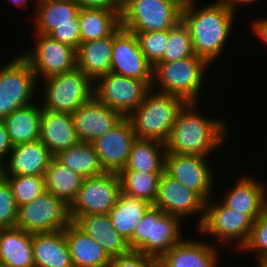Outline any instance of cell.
Segmentation results:
<instances>
[{"label":"cell","instance_id":"cell-1","mask_svg":"<svg viewBox=\"0 0 267 267\" xmlns=\"http://www.w3.org/2000/svg\"><path fill=\"white\" fill-rule=\"evenodd\" d=\"M210 2L199 8L192 0L182 9V22L189 29L195 55L213 64L229 39L235 13L221 0Z\"/></svg>","mask_w":267,"mask_h":267},{"label":"cell","instance_id":"cell-2","mask_svg":"<svg viewBox=\"0 0 267 267\" xmlns=\"http://www.w3.org/2000/svg\"><path fill=\"white\" fill-rule=\"evenodd\" d=\"M197 102H187L179 111L169 138L165 143L166 152L180 155L209 157L227 141V122L213 120L197 111Z\"/></svg>","mask_w":267,"mask_h":267},{"label":"cell","instance_id":"cell-3","mask_svg":"<svg viewBox=\"0 0 267 267\" xmlns=\"http://www.w3.org/2000/svg\"><path fill=\"white\" fill-rule=\"evenodd\" d=\"M186 103L180 96L150 89L139 106L128 116L136 138L165 144L179 111Z\"/></svg>","mask_w":267,"mask_h":267},{"label":"cell","instance_id":"cell-4","mask_svg":"<svg viewBox=\"0 0 267 267\" xmlns=\"http://www.w3.org/2000/svg\"><path fill=\"white\" fill-rule=\"evenodd\" d=\"M209 65L197 55L178 61L159 62L153 67L151 89L180 96L186 102H198L204 85V73Z\"/></svg>","mask_w":267,"mask_h":267},{"label":"cell","instance_id":"cell-5","mask_svg":"<svg viewBox=\"0 0 267 267\" xmlns=\"http://www.w3.org/2000/svg\"><path fill=\"white\" fill-rule=\"evenodd\" d=\"M181 222L184 221L152 206L136 226L128 246L157 261L183 239Z\"/></svg>","mask_w":267,"mask_h":267},{"label":"cell","instance_id":"cell-6","mask_svg":"<svg viewBox=\"0 0 267 267\" xmlns=\"http://www.w3.org/2000/svg\"><path fill=\"white\" fill-rule=\"evenodd\" d=\"M120 18L121 27L132 33L169 30L182 21V8L170 0H127Z\"/></svg>","mask_w":267,"mask_h":267},{"label":"cell","instance_id":"cell-7","mask_svg":"<svg viewBox=\"0 0 267 267\" xmlns=\"http://www.w3.org/2000/svg\"><path fill=\"white\" fill-rule=\"evenodd\" d=\"M42 109L73 113L94 96V81L79 68L43 79Z\"/></svg>","mask_w":267,"mask_h":267},{"label":"cell","instance_id":"cell-8","mask_svg":"<svg viewBox=\"0 0 267 267\" xmlns=\"http://www.w3.org/2000/svg\"><path fill=\"white\" fill-rule=\"evenodd\" d=\"M38 79L29 62L19 53L0 67V120L14 110L33 104Z\"/></svg>","mask_w":267,"mask_h":267},{"label":"cell","instance_id":"cell-9","mask_svg":"<svg viewBox=\"0 0 267 267\" xmlns=\"http://www.w3.org/2000/svg\"><path fill=\"white\" fill-rule=\"evenodd\" d=\"M71 222L70 207L45 191L18 207L16 227L29 233L55 232L64 230Z\"/></svg>","mask_w":267,"mask_h":267},{"label":"cell","instance_id":"cell-10","mask_svg":"<svg viewBox=\"0 0 267 267\" xmlns=\"http://www.w3.org/2000/svg\"><path fill=\"white\" fill-rule=\"evenodd\" d=\"M253 222L242 212L233 211L210 198L205 202L204 218L197 230L206 236H215L219 242L227 246L228 243L234 245L235 242L236 248L240 251L249 239Z\"/></svg>","mask_w":267,"mask_h":267},{"label":"cell","instance_id":"cell-11","mask_svg":"<svg viewBox=\"0 0 267 267\" xmlns=\"http://www.w3.org/2000/svg\"><path fill=\"white\" fill-rule=\"evenodd\" d=\"M152 80H137L109 72L94 81V96L104 105L128 117L151 89Z\"/></svg>","mask_w":267,"mask_h":267},{"label":"cell","instance_id":"cell-12","mask_svg":"<svg viewBox=\"0 0 267 267\" xmlns=\"http://www.w3.org/2000/svg\"><path fill=\"white\" fill-rule=\"evenodd\" d=\"M120 192V180L115 172L84 178L79 193L70 206L71 220L74 222L81 215L109 214Z\"/></svg>","mask_w":267,"mask_h":267},{"label":"cell","instance_id":"cell-13","mask_svg":"<svg viewBox=\"0 0 267 267\" xmlns=\"http://www.w3.org/2000/svg\"><path fill=\"white\" fill-rule=\"evenodd\" d=\"M35 35V46L21 55L29 62L38 81L76 67V49L52 39L49 35Z\"/></svg>","mask_w":267,"mask_h":267},{"label":"cell","instance_id":"cell-14","mask_svg":"<svg viewBox=\"0 0 267 267\" xmlns=\"http://www.w3.org/2000/svg\"><path fill=\"white\" fill-rule=\"evenodd\" d=\"M200 155L166 152L164 172L195 191L205 202L212 197L214 178L209 159Z\"/></svg>","mask_w":267,"mask_h":267},{"label":"cell","instance_id":"cell-15","mask_svg":"<svg viewBox=\"0 0 267 267\" xmlns=\"http://www.w3.org/2000/svg\"><path fill=\"white\" fill-rule=\"evenodd\" d=\"M110 72L137 80L153 78V66L141 51L136 35L121 26L113 33Z\"/></svg>","mask_w":267,"mask_h":267},{"label":"cell","instance_id":"cell-16","mask_svg":"<svg viewBox=\"0 0 267 267\" xmlns=\"http://www.w3.org/2000/svg\"><path fill=\"white\" fill-rule=\"evenodd\" d=\"M154 207L164 213L178 217L181 221L189 215L199 213L198 224L204 218L205 201L193 190L163 172L159 178L157 196Z\"/></svg>","mask_w":267,"mask_h":267},{"label":"cell","instance_id":"cell-17","mask_svg":"<svg viewBox=\"0 0 267 267\" xmlns=\"http://www.w3.org/2000/svg\"><path fill=\"white\" fill-rule=\"evenodd\" d=\"M135 140L131 121L128 117H124L115 127L91 144L98 154L104 171L118 173L126 167Z\"/></svg>","mask_w":267,"mask_h":267},{"label":"cell","instance_id":"cell-18","mask_svg":"<svg viewBox=\"0 0 267 267\" xmlns=\"http://www.w3.org/2000/svg\"><path fill=\"white\" fill-rule=\"evenodd\" d=\"M71 118L79 140L92 143L115 127L124 117L93 96L71 113Z\"/></svg>","mask_w":267,"mask_h":267},{"label":"cell","instance_id":"cell-19","mask_svg":"<svg viewBox=\"0 0 267 267\" xmlns=\"http://www.w3.org/2000/svg\"><path fill=\"white\" fill-rule=\"evenodd\" d=\"M53 155L39 139L12 147L8 160L0 167L2 176H44Z\"/></svg>","mask_w":267,"mask_h":267},{"label":"cell","instance_id":"cell-20","mask_svg":"<svg viewBox=\"0 0 267 267\" xmlns=\"http://www.w3.org/2000/svg\"><path fill=\"white\" fill-rule=\"evenodd\" d=\"M185 237L163 254L156 263L160 267H217L219 251L211 243ZM211 244V245H210Z\"/></svg>","mask_w":267,"mask_h":267},{"label":"cell","instance_id":"cell-21","mask_svg":"<svg viewBox=\"0 0 267 267\" xmlns=\"http://www.w3.org/2000/svg\"><path fill=\"white\" fill-rule=\"evenodd\" d=\"M235 184L219 202L255 221L267 207L266 187L250 176L239 177Z\"/></svg>","mask_w":267,"mask_h":267},{"label":"cell","instance_id":"cell-22","mask_svg":"<svg viewBox=\"0 0 267 267\" xmlns=\"http://www.w3.org/2000/svg\"><path fill=\"white\" fill-rule=\"evenodd\" d=\"M39 140L53 156L62 150L78 145V138L70 113L52 112L42 109Z\"/></svg>","mask_w":267,"mask_h":267},{"label":"cell","instance_id":"cell-23","mask_svg":"<svg viewBox=\"0 0 267 267\" xmlns=\"http://www.w3.org/2000/svg\"><path fill=\"white\" fill-rule=\"evenodd\" d=\"M73 267H106L111 257L73 221L63 230Z\"/></svg>","mask_w":267,"mask_h":267},{"label":"cell","instance_id":"cell-24","mask_svg":"<svg viewBox=\"0 0 267 267\" xmlns=\"http://www.w3.org/2000/svg\"><path fill=\"white\" fill-rule=\"evenodd\" d=\"M74 223L96 240L110 257L130 251L127 240L114 228L109 214L81 215Z\"/></svg>","mask_w":267,"mask_h":267},{"label":"cell","instance_id":"cell-25","mask_svg":"<svg viewBox=\"0 0 267 267\" xmlns=\"http://www.w3.org/2000/svg\"><path fill=\"white\" fill-rule=\"evenodd\" d=\"M35 267H73L64 231L32 233Z\"/></svg>","mask_w":267,"mask_h":267},{"label":"cell","instance_id":"cell-26","mask_svg":"<svg viewBox=\"0 0 267 267\" xmlns=\"http://www.w3.org/2000/svg\"><path fill=\"white\" fill-rule=\"evenodd\" d=\"M113 34L93 41L80 43L76 49V67L95 81L111 69Z\"/></svg>","mask_w":267,"mask_h":267},{"label":"cell","instance_id":"cell-27","mask_svg":"<svg viewBox=\"0 0 267 267\" xmlns=\"http://www.w3.org/2000/svg\"><path fill=\"white\" fill-rule=\"evenodd\" d=\"M0 263L5 267H35L32 233L17 227L0 229Z\"/></svg>","mask_w":267,"mask_h":267},{"label":"cell","instance_id":"cell-28","mask_svg":"<svg viewBox=\"0 0 267 267\" xmlns=\"http://www.w3.org/2000/svg\"><path fill=\"white\" fill-rule=\"evenodd\" d=\"M34 6V34L49 35L58 25L79 24L80 7L74 0H51Z\"/></svg>","mask_w":267,"mask_h":267},{"label":"cell","instance_id":"cell-29","mask_svg":"<svg viewBox=\"0 0 267 267\" xmlns=\"http://www.w3.org/2000/svg\"><path fill=\"white\" fill-rule=\"evenodd\" d=\"M152 206L141 198L120 192L115 206L109 212V217L117 232L128 241Z\"/></svg>","mask_w":267,"mask_h":267},{"label":"cell","instance_id":"cell-30","mask_svg":"<svg viewBox=\"0 0 267 267\" xmlns=\"http://www.w3.org/2000/svg\"><path fill=\"white\" fill-rule=\"evenodd\" d=\"M83 177L61 164L55 157L45 170V191L64 201L69 207L75 201Z\"/></svg>","mask_w":267,"mask_h":267},{"label":"cell","instance_id":"cell-31","mask_svg":"<svg viewBox=\"0 0 267 267\" xmlns=\"http://www.w3.org/2000/svg\"><path fill=\"white\" fill-rule=\"evenodd\" d=\"M121 11L80 8L78 21L81 43L98 40L113 34L121 26Z\"/></svg>","mask_w":267,"mask_h":267},{"label":"cell","instance_id":"cell-32","mask_svg":"<svg viewBox=\"0 0 267 267\" xmlns=\"http://www.w3.org/2000/svg\"><path fill=\"white\" fill-rule=\"evenodd\" d=\"M41 112V105L34 102L29 106L14 110L2 120L13 146L39 139Z\"/></svg>","mask_w":267,"mask_h":267},{"label":"cell","instance_id":"cell-33","mask_svg":"<svg viewBox=\"0 0 267 267\" xmlns=\"http://www.w3.org/2000/svg\"><path fill=\"white\" fill-rule=\"evenodd\" d=\"M165 144L156 140L138 139L133 142L126 167L144 173H163Z\"/></svg>","mask_w":267,"mask_h":267},{"label":"cell","instance_id":"cell-34","mask_svg":"<svg viewBox=\"0 0 267 267\" xmlns=\"http://www.w3.org/2000/svg\"><path fill=\"white\" fill-rule=\"evenodd\" d=\"M54 157L83 178L95 177L105 173L98 154L91 143L80 142L78 145L60 151Z\"/></svg>","mask_w":267,"mask_h":267},{"label":"cell","instance_id":"cell-35","mask_svg":"<svg viewBox=\"0 0 267 267\" xmlns=\"http://www.w3.org/2000/svg\"><path fill=\"white\" fill-rule=\"evenodd\" d=\"M122 193L141 198L152 205L157 196L162 173H144L136 170H120L118 173Z\"/></svg>","mask_w":267,"mask_h":267},{"label":"cell","instance_id":"cell-36","mask_svg":"<svg viewBox=\"0 0 267 267\" xmlns=\"http://www.w3.org/2000/svg\"><path fill=\"white\" fill-rule=\"evenodd\" d=\"M11 186L17 207L32 202L45 192L44 176H3Z\"/></svg>","mask_w":267,"mask_h":267},{"label":"cell","instance_id":"cell-37","mask_svg":"<svg viewBox=\"0 0 267 267\" xmlns=\"http://www.w3.org/2000/svg\"><path fill=\"white\" fill-rule=\"evenodd\" d=\"M195 55L191 35L187 26L180 21L169 29V37L164 56L160 62H172Z\"/></svg>","mask_w":267,"mask_h":267},{"label":"cell","instance_id":"cell-38","mask_svg":"<svg viewBox=\"0 0 267 267\" xmlns=\"http://www.w3.org/2000/svg\"><path fill=\"white\" fill-rule=\"evenodd\" d=\"M145 58L154 67L159 63L167 47L169 30L134 33Z\"/></svg>","mask_w":267,"mask_h":267},{"label":"cell","instance_id":"cell-39","mask_svg":"<svg viewBox=\"0 0 267 267\" xmlns=\"http://www.w3.org/2000/svg\"><path fill=\"white\" fill-rule=\"evenodd\" d=\"M240 251L256 252L257 261L267 258V207L253 222L249 239Z\"/></svg>","mask_w":267,"mask_h":267},{"label":"cell","instance_id":"cell-40","mask_svg":"<svg viewBox=\"0 0 267 267\" xmlns=\"http://www.w3.org/2000/svg\"><path fill=\"white\" fill-rule=\"evenodd\" d=\"M17 211L11 186L0 174V229L16 227Z\"/></svg>","mask_w":267,"mask_h":267},{"label":"cell","instance_id":"cell-41","mask_svg":"<svg viewBox=\"0 0 267 267\" xmlns=\"http://www.w3.org/2000/svg\"><path fill=\"white\" fill-rule=\"evenodd\" d=\"M156 260L142 252L130 250L128 253L111 257L106 267H155Z\"/></svg>","mask_w":267,"mask_h":267},{"label":"cell","instance_id":"cell-42","mask_svg":"<svg viewBox=\"0 0 267 267\" xmlns=\"http://www.w3.org/2000/svg\"><path fill=\"white\" fill-rule=\"evenodd\" d=\"M49 36L54 40L70 45L74 49H77L81 43L79 24L58 25Z\"/></svg>","mask_w":267,"mask_h":267},{"label":"cell","instance_id":"cell-43","mask_svg":"<svg viewBox=\"0 0 267 267\" xmlns=\"http://www.w3.org/2000/svg\"><path fill=\"white\" fill-rule=\"evenodd\" d=\"M80 8L105 9L108 11H121L117 0H74Z\"/></svg>","mask_w":267,"mask_h":267},{"label":"cell","instance_id":"cell-44","mask_svg":"<svg viewBox=\"0 0 267 267\" xmlns=\"http://www.w3.org/2000/svg\"><path fill=\"white\" fill-rule=\"evenodd\" d=\"M12 147L5 124L0 120V167L6 162L5 159H8Z\"/></svg>","mask_w":267,"mask_h":267},{"label":"cell","instance_id":"cell-45","mask_svg":"<svg viewBox=\"0 0 267 267\" xmlns=\"http://www.w3.org/2000/svg\"><path fill=\"white\" fill-rule=\"evenodd\" d=\"M252 32L257 36V39L260 38L262 43L267 45V18H259L252 22Z\"/></svg>","mask_w":267,"mask_h":267},{"label":"cell","instance_id":"cell-46","mask_svg":"<svg viewBox=\"0 0 267 267\" xmlns=\"http://www.w3.org/2000/svg\"><path fill=\"white\" fill-rule=\"evenodd\" d=\"M229 9L236 13L237 5L252 4L253 2H258L257 0H221Z\"/></svg>","mask_w":267,"mask_h":267},{"label":"cell","instance_id":"cell-47","mask_svg":"<svg viewBox=\"0 0 267 267\" xmlns=\"http://www.w3.org/2000/svg\"><path fill=\"white\" fill-rule=\"evenodd\" d=\"M29 1H31V0H10L11 3L13 2L14 6L16 5L18 8H21L23 10H26L29 8V6H28Z\"/></svg>","mask_w":267,"mask_h":267},{"label":"cell","instance_id":"cell-48","mask_svg":"<svg viewBox=\"0 0 267 267\" xmlns=\"http://www.w3.org/2000/svg\"><path fill=\"white\" fill-rule=\"evenodd\" d=\"M177 3L182 9L188 5L192 0H170Z\"/></svg>","mask_w":267,"mask_h":267},{"label":"cell","instance_id":"cell-49","mask_svg":"<svg viewBox=\"0 0 267 267\" xmlns=\"http://www.w3.org/2000/svg\"><path fill=\"white\" fill-rule=\"evenodd\" d=\"M258 267H267V258L258 261Z\"/></svg>","mask_w":267,"mask_h":267},{"label":"cell","instance_id":"cell-50","mask_svg":"<svg viewBox=\"0 0 267 267\" xmlns=\"http://www.w3.org/2000/svg\"><path fill=\"white\" fill-rule=\"evenodd\" d=\"M35 3H36V5L37 4H39V3H41V2H45V1H51V0H33Z\"/></svg>","mask_w":267,"mask_h":267},{"label":"cell","instance_id":"cell-51","mask_svg":"<svg viewBox=\"0 0 267 267\" xmlns=\"http://www.w3.org/2000/svg\"><path fill=\"white\" fill-rule=\"evenodd\" d=\"M126 1H127V0H117V2H118L120 5L124 4Z\"/></svg>","mask_w":267,"mask_h":267}]
</instances>
